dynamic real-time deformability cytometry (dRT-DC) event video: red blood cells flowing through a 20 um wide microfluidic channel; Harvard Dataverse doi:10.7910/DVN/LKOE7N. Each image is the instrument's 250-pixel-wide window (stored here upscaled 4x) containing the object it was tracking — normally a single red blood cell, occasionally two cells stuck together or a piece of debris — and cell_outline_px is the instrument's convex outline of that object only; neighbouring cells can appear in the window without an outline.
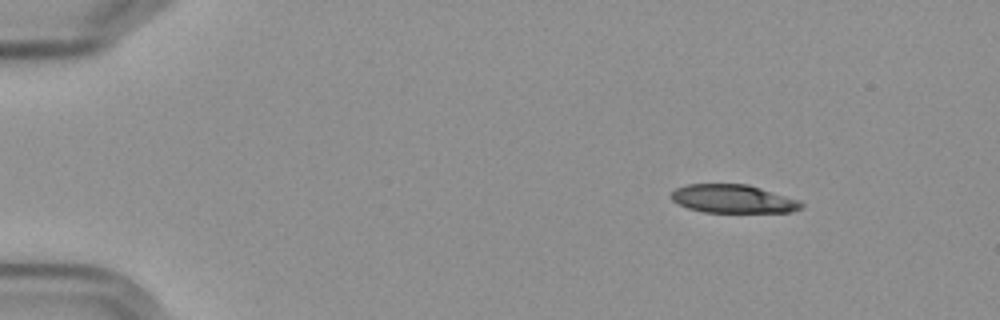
{"species": "Egyptian fruit bat (a non-hibernating species)", "species_latin": "Rousettus aegyptiacus", "temperature_condition": "cold", "stored_images_in_passage": 50, "camera_frame_rate_fps": 3000, "um_per_image_px": 0.085, "frame": {"image": 1, "passage_image": 1, "time_ms": 0.0, "image_size_px": [1000, 320], "cell_outline_px": [[804, 208], [792, 212], [704, 212], [688, 208], [672, 200], [668, 196], [676, 188], [688, 184], [748, 184], [800, 200], [804, 204]], "centroid_in_image_um": [62.34, 16.9], "position_along_channel_um": 22.7, "area_um2": 21.62}}
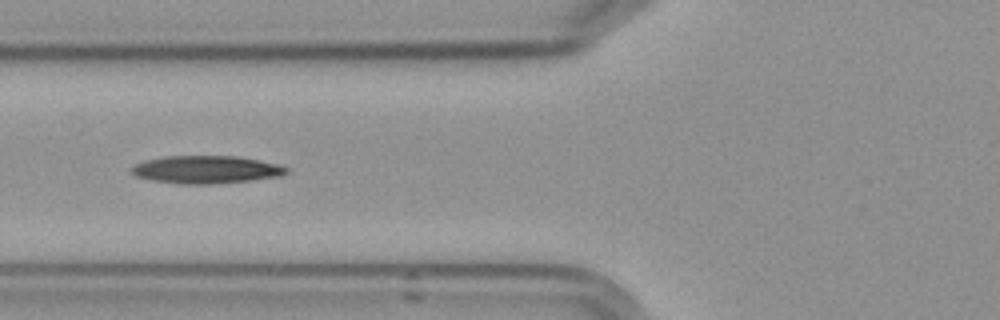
{"frame": {"image": 2, "passage_image": 16, "time_ms": 5.0, "image_size_px": [1000, 320], "cell_outline_px": [[288, 172], [280, 176], [248, 180], [212, 184], [184, 184], [152, 180], [136, 176], [132, 172], [132, 168], [136, 164], [144, 160], [164, 156], [236, 156], [260, 160], [280, 164], [288, 168]], "centroid_in_image_um": [17.54, 14.4], "position_along_channel_um": 108.3, "area_um2": 24.91}}
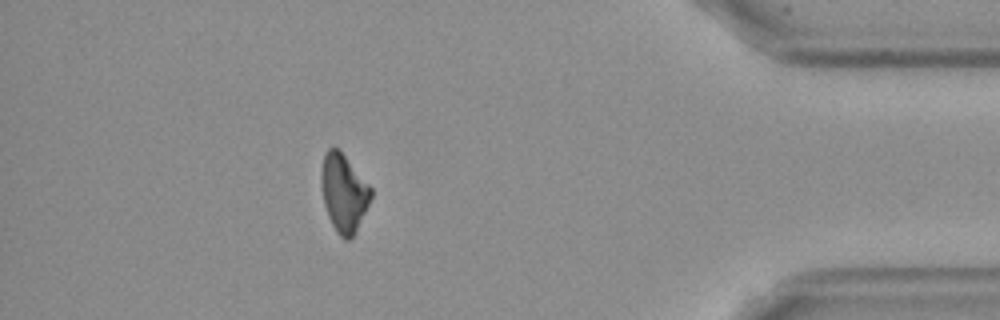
{"frame": {"image": 3, "passage_image": 44, "time_ms": 14.333, "image_size_px": [1000, 320], "cell_outline_px": [[372, 196], [356, 232], [348, 240], [344, 240], [336, 232], [328, 216], [324, 204], [320, 180], [320, 172], [324, 156], [328, 148], [336, 148], [344, 156], [372, 188]], "centroid_in_image_um": [29.2, 16.43], "position_along_channel_um": 406.0, "area_um2": 22.25}, "authors_computed_cell_mechanics": {"area_um2": 23.8136, "velocity_mm_per_s": 3.6207, "shape_relaxation_time_tau1_ms": 4.9923, "shape_relaxation_time_tau2_ms": null, "deformation_change_tau1": 0.1584, "deformation_change_tau2": null}}